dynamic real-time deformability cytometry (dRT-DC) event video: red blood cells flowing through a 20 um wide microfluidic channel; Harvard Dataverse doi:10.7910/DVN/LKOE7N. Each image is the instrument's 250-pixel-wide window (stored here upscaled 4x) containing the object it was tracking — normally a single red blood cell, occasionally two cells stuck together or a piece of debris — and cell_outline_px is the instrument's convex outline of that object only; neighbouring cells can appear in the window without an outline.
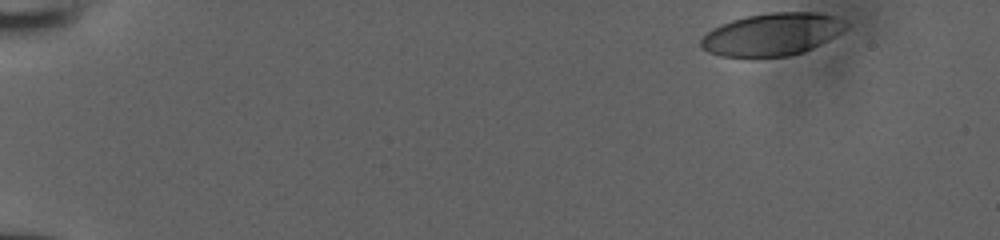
{"species": "human", "species_latin": "Homo sapiens", "temperature_condition": "room temperature", "stored_images_in_passage": 41, "camera_frame_rate_fps": 3000, "um_per_image_px": 0.085, "donor": {"sex": "male"}, "frame": {"image": 1, "passage_image": 1, "time_ms": 0.0, "image_size_px": [1000, 240], "cell_outline_px": [[848, 24], [840, 32], [828, 40], [804, 52], [788, 56], [720, 56], [708, 52], [700, 48], [700, 40], [712, 28], [720, 24], [732, 20], [748, 16], [768, 12], [816, 12], [832, 16], [844, 20]], "centroid_in_image_um": [65.59, 2.91], "position_along_channel_um": 19.4, "area_um2": 35.6}}
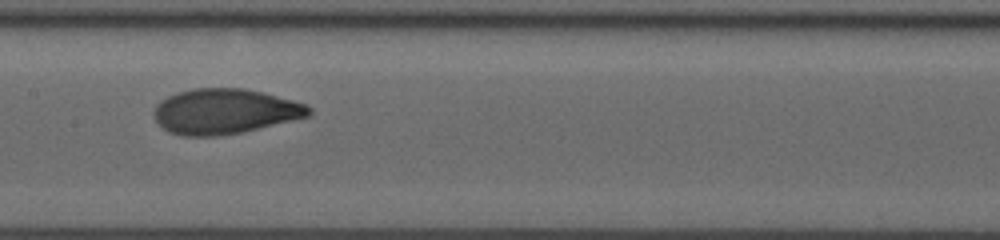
{"frame": {"image": 2, "passage_image": 24, "time_ms": 7.667, "image_size_px": [1000, 240], "cell_outline_px": [[312, 112], [308, 116], [292, 120], [240, 132], [220, 136], [184, 136], [168, 132], [156, 120], [156, 104], [160, 100], [168, 96], [180, 92], [196, 88], [244, 88], [264, 92], [292, 100], [304, 104], [312, 108]], "centroid_in_image_um": [19.11, 9.46], "position_along_channel_um": 188.3, "area_um2": 40.34}}
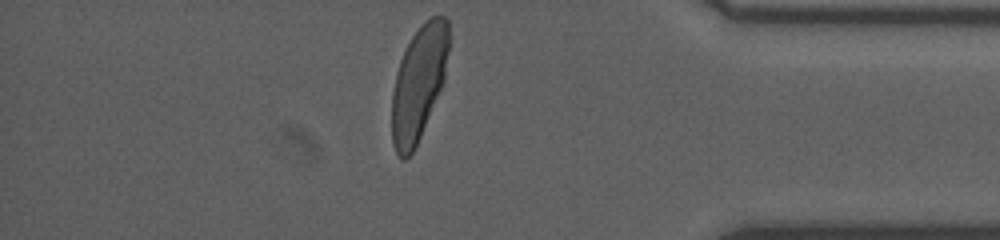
{"frame": {"image": 3, "passage_image": 41, "time_ms": 13.333, "image_size_px": [1000, 240], "cell_outline_px": [[448, 52], [444, 80], [420, 136], [412, 152], [404, 160], [400, 160], [392, 144], [392, 92], [396, 72], [400, 60], [412, 36], [424, 20], [432, 16], [444, 16], [448, 20]], "centroid_in_image_um": [35.57, 7.05], "position_along_channel_um": 399.6, "area_um2": 37.57}}